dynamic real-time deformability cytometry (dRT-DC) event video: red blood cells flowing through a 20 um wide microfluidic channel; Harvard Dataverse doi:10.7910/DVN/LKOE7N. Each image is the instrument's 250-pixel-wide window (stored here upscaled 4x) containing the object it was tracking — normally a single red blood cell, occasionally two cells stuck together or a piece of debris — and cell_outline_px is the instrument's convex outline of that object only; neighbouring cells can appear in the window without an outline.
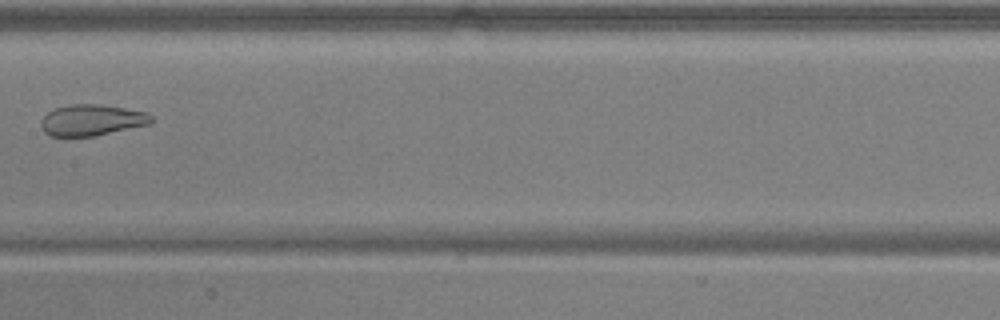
{"species": "common noctule bat (a hibernating species)", "species_latin": "Nyctalus noctula", "temperature_condition": "warm", "stored_images_in_passage": 4, "camera_frame_rate_fps": 3000, "um_per_image_px": 0.085, "animal": {"sex": "male", "body_mass_g": 17.9, "forearm_length_mm": 54.2}, "frame": {"image": 1, "passage_image": 4, "time_ms": 1.0, "image_size_px": [1000, 320], "cell_outline_px": [[152, 124], [92, 136], [48, 136], [40, 128], [40, 120], [48, 112], [56, 108], [72, 104], [100, 104], [148, 112], [152, 116]], "centroid_in_image_um": [7.79, 10.21], "position_along_channel_um": 199.6, "area_um2": 20.11}}